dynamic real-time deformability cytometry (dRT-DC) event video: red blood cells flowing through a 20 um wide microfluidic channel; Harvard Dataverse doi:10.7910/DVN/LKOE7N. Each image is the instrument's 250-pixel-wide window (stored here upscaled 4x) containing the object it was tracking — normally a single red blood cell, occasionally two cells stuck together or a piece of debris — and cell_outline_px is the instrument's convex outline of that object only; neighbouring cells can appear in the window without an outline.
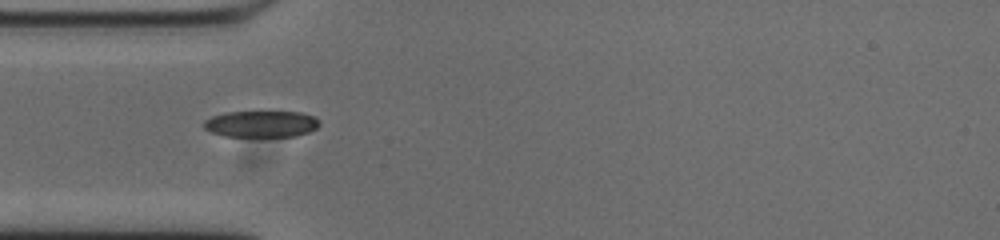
{"species": "common noctule bat (a hibernating species)", "species_latin": "Nyctalus noctula", "temperature_condition": "cold", "stored_images_in_passage": 39, "camera_frame_rate_fps": 3000, "um_per_image_px": 0.085, "animal": {"sex": "male", "body_mass_g": 20.0, "forearm_length_mm": 53.3}, "frame": {"image": 1, "passage_image": 1, "time_ms": 0.0, "image_size_px": [1000, 240], "cell_outline_px": [[320, 124], [316, 128], [308, 132], [296, 136], [224, 136], [212, 132], [204, 128], [204, 120], [212, 116], [224, 112], [300, 112], [312, 116]], "centroid_in_image_um": [22.17, 10.53], "position_along_channel_um": 62.8, "area_um2": 17.63}}
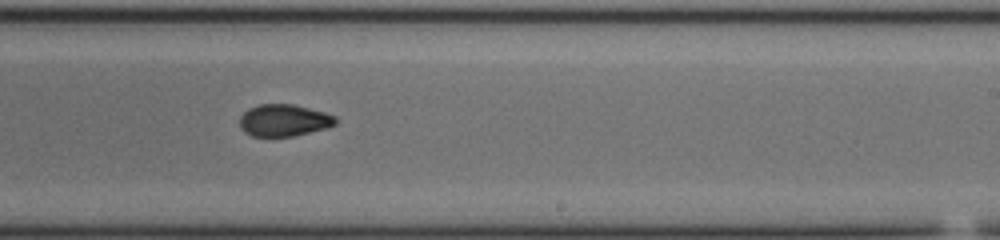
{"frame": {"image": 2, "passage_image": 17, "time_ms": 5.333, "image_size_px": [1000, 240], "cell_outline_px": [[336, 124], [328, 128], [292, 136], [252, 136], [244, 132], [240, 128], [240, 116], [248, 108], [260, 104], [292, 104], [324, 112], [336, 116]], "centroid_in_image_um": [24.12, 10.23], "position_along_channel_um": 264.9, "area_um2": 17.86}}
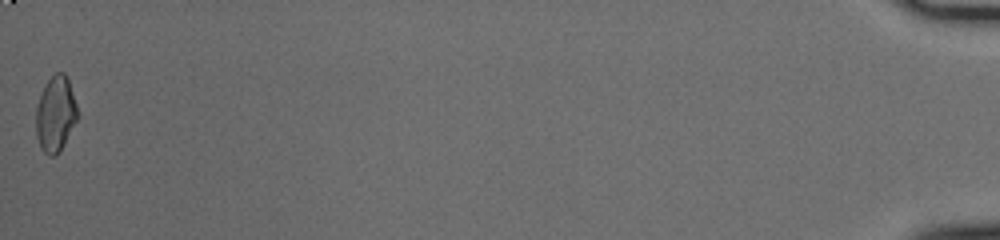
{"frame": {"image": 3, "passage_image": 39, "time_ms": 12.667, "image_size_px": [1000, 240], "cell_outline_px": [[80, 116], [60, 152], [56, 156], [48, 156], [40, 148], [36, 136], [36, 108], [40, 96], [48, 80], [56, 72], [64, 72], [68, 80]], "centroid_in_image_um": [4.73, 9.75], "position_along_channel_um": 430.5, "area_um2": 18.44}, "authors_computed_cell_mechanics": {"area_um2": 17.918, "velocity_mm_per_s": 3.7875, "shape_relaxation_time_tau1_ms": 5.7259, "shape_relaxation_time_tau2_ms": 2.8775, "deformation_change_tau1": 0.145, "deformation_change_tau2": 0.057}}